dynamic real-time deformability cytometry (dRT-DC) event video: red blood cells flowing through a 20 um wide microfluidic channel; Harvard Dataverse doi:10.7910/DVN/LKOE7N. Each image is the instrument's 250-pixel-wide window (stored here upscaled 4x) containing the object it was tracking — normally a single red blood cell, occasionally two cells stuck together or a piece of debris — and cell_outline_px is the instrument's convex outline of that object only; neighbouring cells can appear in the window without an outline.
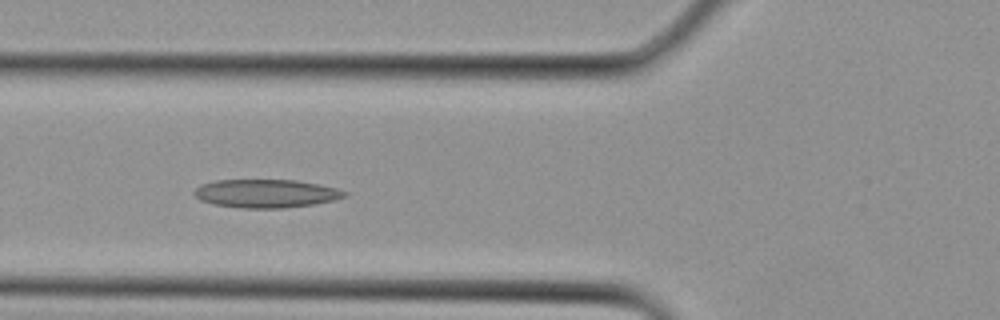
{"species": "Egyptian fruit bat (a non-hibernating species)", "species_latin": "Rousettus aegyptiacus", "temperature_condition": "cold", "stored_images_in_passage": 24, "camera_frame_rate_fps": 3000, "um_per_image_px": 0.085, "animal": {"sex": "female"}, "frame": {"image": 1, "passage_image": 5, "time_ms": 1.333, "image_size_px": [1000, 320], "cell_outline_px": [[348, 196], [332, 200], [312, 204], [284, 208], [240, 208], [216, 204], [200, 200], [192, 192], [200, 184], [216, 180], [296, 180], [336, 188], [348, 192]], "centroid_in_image_um": [22.59, 16.44], "position_along_channel_um": 103.2, "area_um2": 24.68}}
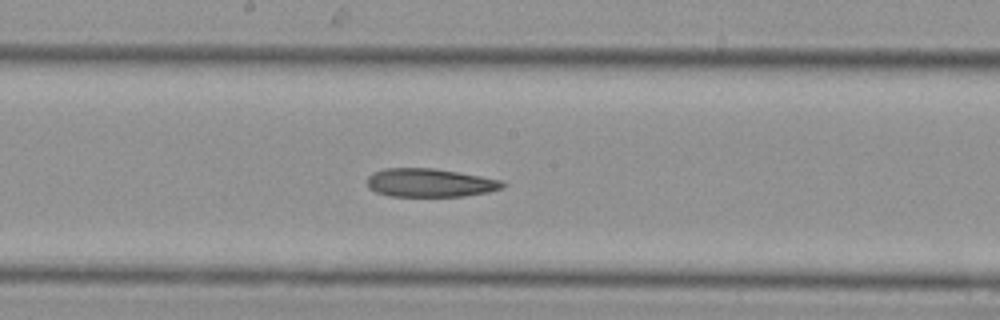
{"frame": {"image": 2, "passage_image": 10, "time_ms": 3.0, "image_size_px": [1000, 320], "cell_outline_px": [[504, 188], [488, 192], [464, 196], [388, 196], [376, 192], [368, 188], [368, 176], [372, 172], [384, 168], [432, 168], [480, 176], [500, 180], [504, 184]], "centroid_in_image_um": [36.5, 15.54], "position_along_channel_um": 211.7, "area_um2": 22.37}}
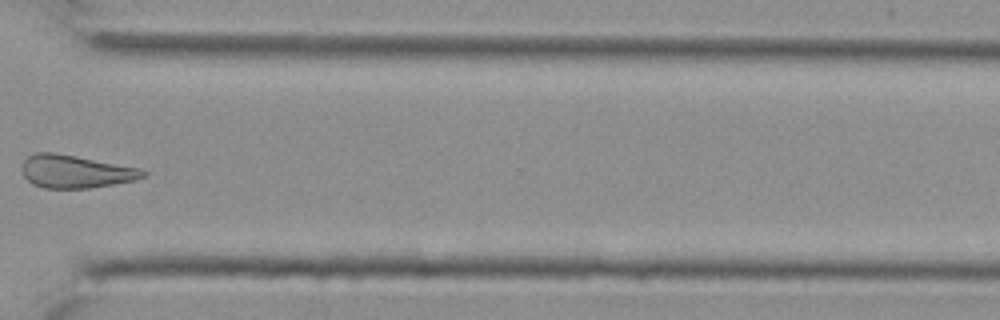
{"frame": {"image": 3, "passage_image": 17, "time_ms": 5.333, "image_size_px": [1000, 320], "cell_outline_px": [[148, 176], [136, 180], [88, 188], [44, 188], [32, 184], [24, 176], [20, 168], [24, 160], [28, 156], [36, 152], [52, 152], [76, 156], [140, 168], [148, 172]], "centroid_in_image_um": [6.42, 14.58], "position_along_channel_um": 364.2, "area_um2": 23.29}}